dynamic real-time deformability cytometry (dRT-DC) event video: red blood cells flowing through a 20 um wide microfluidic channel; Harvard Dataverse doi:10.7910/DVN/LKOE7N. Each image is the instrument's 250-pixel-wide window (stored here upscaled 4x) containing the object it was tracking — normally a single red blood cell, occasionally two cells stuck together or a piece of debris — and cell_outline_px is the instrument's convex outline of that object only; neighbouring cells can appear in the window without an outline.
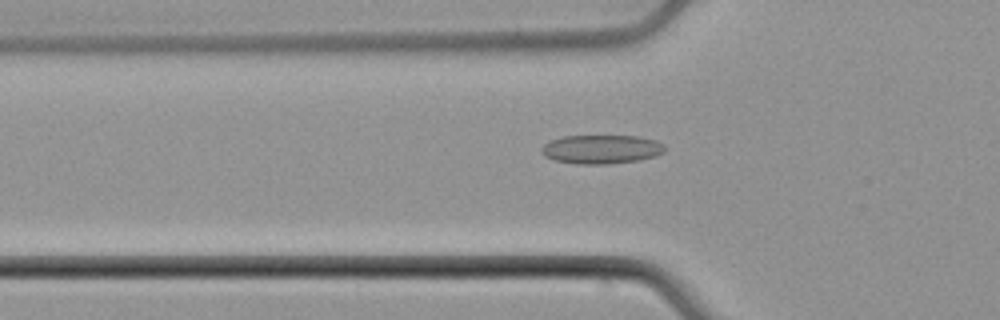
{"species": "common noctule bat (a hibernating species)", "species_latin": "Nyctalus noctula", "temperature_condition": "cold", "stored_images_in_passage": 40, "camera_frame_rate_fps": 3000, "um_per_image_px": 0.085, "animal": {"sex": "male", "body_mass_g": 21.5, "forearm_length_mm": 52.0}, "frame": {"image": 1, "passage_image": 5, "time_ms": 1.333, "image_size_px": [1000, 320], "cell_outline_px": [[664, 152], [656, 156], [640, 160], [608, 164], [576, 164], [556, 160], [544, 156], [540, 152], [540, 148], [544, 144], [552, 140], [564, 136], [636, 136], [656, 140], [664, 144]], "centroid_in_image_um": [51.12, 12.69], "position_along_channel_um": 74.7, "area_um2": 20.81}}
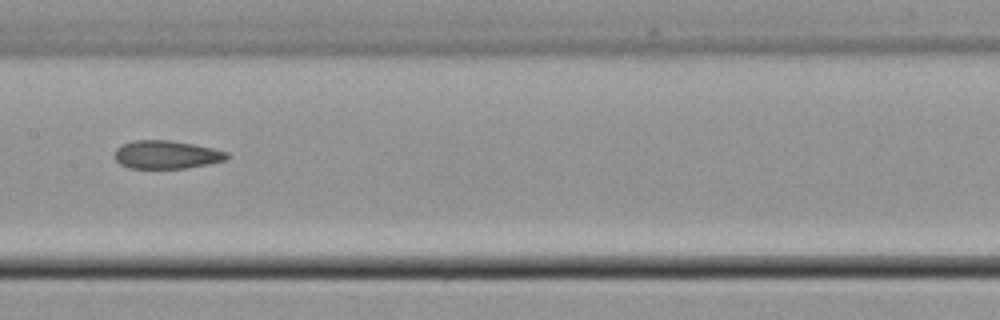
{"frame": {"image": 2, "passage_image": 14, "time_ms": 4.333, "image_size_px": [1000, 320], "cell_outline_px": [[228, 156], [224, 160], [208, 164], [184, 168], [128, 168], [120, 164], [116, 160], [116, 148], [120, 144], [132, 140], [172, 140], [212, 148], [228, 152]], "centroid_in_image_um": [14.11, 13.13], "position_along_channel_um": 193.3, "area_um2": 18.38}}
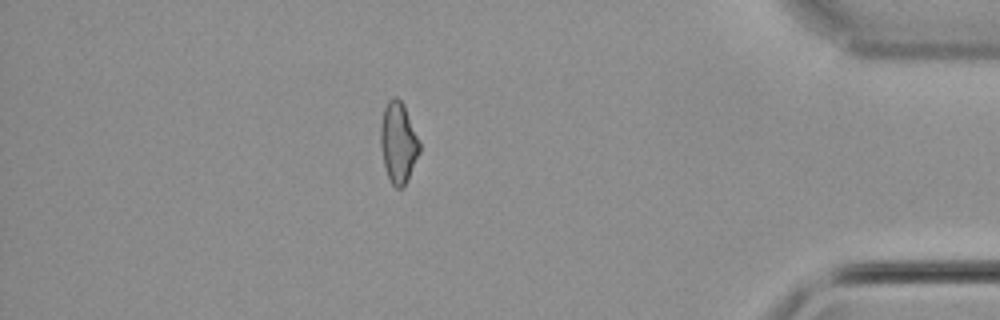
{"frame": {"image": 3, "passage_image": 33, "time_ms": 10.667, "image_size_px": [1000, 320], "cell_outline_px": [[420, 152], [408, 180], [404, 188], [396, 188], [392, 184], [384, 168], [380, 144], [380, 124], [384, 108], [388, 100], [392, 96], [396, 96], [404, 104], [420, 144]], "centroid_in_image_um": [33.84, 12.13], "position_along_channel_um": 401.4, "area_um2": 18.55}, "authors_computed_cell_mechanics": {"area_um2": 18.9873, "velocity_mm_per_s": 3.9333, "shape_relaxation_time_tau1_ms": null, "shape_relaxation_time_tau2_ms": 3.2949, "deformation_change_tau1": null, "deformation_change_tau2": 0.1102}}